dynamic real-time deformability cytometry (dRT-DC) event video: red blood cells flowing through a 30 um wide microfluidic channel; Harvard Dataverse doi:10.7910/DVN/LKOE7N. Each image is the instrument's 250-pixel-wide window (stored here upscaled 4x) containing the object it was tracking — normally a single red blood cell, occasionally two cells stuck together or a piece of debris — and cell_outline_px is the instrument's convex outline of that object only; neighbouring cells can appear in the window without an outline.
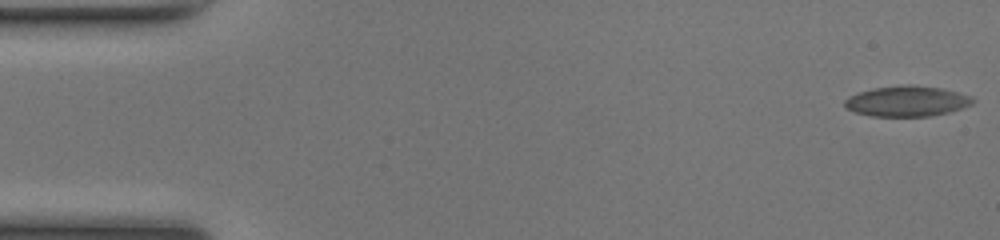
{"species": "common noctule bat (a hibernating species)", "species_latin": "Nyctalus noctula", "temperature_condition": "room temperature", "stored_images_in_passage": 49, "camera_frame_rate_fps": 3000, "um_per_image_px": 0.085, "animal": {"sex": "female", "body_mass_g": 17.0, "forearm_length_mm": 48.0}, "frame": {"image": 1, "passage_image": 1, "time_ms": 0.0, "image_size_px": [1000, 240], "cell_outline_px": [[976, 100], [972, 104], [948, 112], [932, 116], [872, 116], [856, 112], [844, 108], [844, 100], [848, 96], [856, 92], [872, 88], [900, 84], [912, 84], [940, 88], [972, 96]], "centroid_in_image_um": [77.04, 8.58], "position_along_channel_um": 8.0, "area_um2": 23.0}}
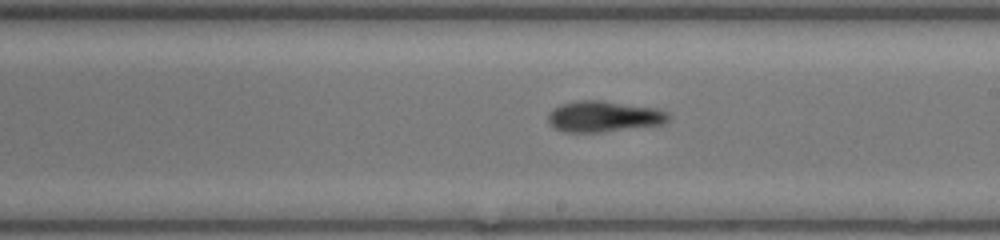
{"frame": {"image": 2, "passage_image": 28, "time_ms": 9.0, "image_size_px": [1000, 240], "cell_outline_px": [[668, 120], [664, 124], [600, 132], [564, 132], [552, 128], [548, 124], [548, 116], [560, 104], [576, 100], [600, 100], [660, 108], [668, 112]], "centroid_in_image_um": [51.32, 9.9], "position_along_channel_um": 237.7, "area_um2": 21.85}}
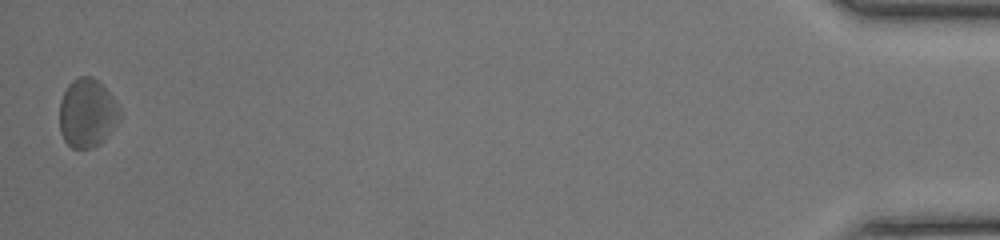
{"frame": {"image": 3, "passage_image": 49, "time_ms": 16.0, "image_size_px": [1000, 240], "cell_outline_px": [[120, 120], [104, 140], [100, 144], [92, 148], [72, 148], [64, 140], [60, 132], [60, 100], [68, 84], [72, 80], [80, 76], [92, 76], [108, 92], [120, 108]], "centroid_in_image_um": [7.4, 9.63], "position_along_channel_um": 427.8, "area_um2": 24.04}, "authors_computed_cell_mechanics": {"area_um2": 21.964, "velocity_mm_per_s": 4.1673, "shape_relaxation_time_tau1_ms": 3.8716, "shape_relaxation_time_tau2_ms": 5.659, "deformation_change_tau1": 0.1284, "deformation_change_tau2": 0.1757}}